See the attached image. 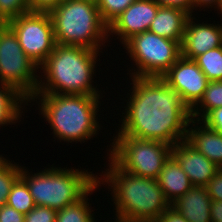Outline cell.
Segmentation results:
<instances>
[{"label":"cell","instance_id":"1","mask_svg":"<svg viewBox=\"0 0 222 222\" xmlns=\"http://www.w3.org/2000/svg\"><path fill=\"white\" fill-rule=\"evenodd\" d=\"M131 79L132 92L118 134L170 146L186 140L192 118L181 96L159 77Z\"/></svg>","mask_w":222,"mask_h":222},{"label":"cell","instance_id":"2","mask_svg":"<svg viewBox=\"0 0 222 222\" xmlns=\"http://www.w3.org/2000/svg\"><path fill=\"white\" fill-rule=\"evenodd\" d=\"M109 168L99 175V185L108 184L115 204L114 222H158L170 206L157 179L136 176L120 169L110 158ZM104 178H102V177Z\"/></svg>","mask_w":222,"mask_h":222},{"label":"cell","instance_id":"3","mask_svg":"<svg viewBox=\"0 0 222 222\" xmlns=\"http://www.w3.org/2000/svg\"><path fill=\"white\" fill-rule=\"evenodd\" d=\"M98 53L97 50L81 46L56 44L39 67L44 77L43 82L39 79L36 94L100 96L101 91L92 84Z\"/></svg>","mask_w":222,"mask_h":222},{"label":"cell","instance_id":"4","mask_svg":"<svg viewBox=\"0 0 222 222\" xmlns=\"http://www.w3.org/2000/svg\"><path fill=\"white\" fill-rule=\"evenodd\" d=\"M100 98L75 94H35L29 103L37 99L41 101L39 111L60 142L84 143L101 129L97 121Z\"/></svg>","mask_w":222,"mask_h":222},{"label":"cell","instance_id":"5","mask_svg":"<svg viewBox=\"0 0 222 222\" xmlns=\"http://www.w3.org/2000/svg\"><path fill=\"white\" fill-rule=\"evenodd\" d=\"M49 14L58 45L99 51L109 39L108 26L93 0H63Z\"/></svg>","mask_w":222,"mask_h":222},{"label":"cell","instance_id":"6","mask_svg":"<svg viewBox=\"0 0 222 222\" xmlns=\"http://www.w3.org/2000/svg\"><path fill=\"white\" fill-rule=\"evenodd\" d=\"M50 168L30 174L21 167L20 177L26 182L37 206L63 209L79 201L97 184V175L87 170Z\"/></svg>","mask_w":222,"mask_h":222},{"label":"cell","instance_id":"7","mask_svg":"<svg viewBox=\"0 0 222 222\" xmlns=\"http://www.w3.org/2000/svg\"><path fill=\"white\" fill-rule=\"evenodd\" d=\"M109 158L123 171L157 179L171 156L172 146L158 140H142L116 134Z\"/></svg>","mask_w":222,"mask_h":222},{"label":"cell","instance_id":"8","mask_svg":"<svg viewBox=\"0 0 222 222\" xmlns=\"http://www.w3.org/2000/svg\"><path fill=\"white\" fill-rule=\"evenodd\" d=\"M123 46L137 68L130 77L160 78L181 57L179 42L150 31L133 35Z\"/></svg>","mask_w":222,"mask_h":222},{"label":"cell","instance_id":"9","mask_svg":"<svg viewBox=\"0 0 222 222\" xmlns=\"http://www.w3.org/2000/svg\"><path fill=\"white\" fill-rule=\"evenodd\" d=\"M39 67L22 50L13 30L0 25V82L12 87L28 102L37 93ZM37 74V75H36Z\"/></svg>","mask_w":222,"mask_h":222},{"label":"cell","instance_id":"10","mask_svg":"<svg viewBox=\"0 0 222 222\" xmlns=\"http://www.w3.org/2000/svg\"><path fill=\"white\" fill-rule=\"evenodd\" d=\"M6 24L15 33L25 54L40 67L56 45L50 14L30 11Z\"/></svg>","mask_w":222,"mask_h":222},{"label":"cell","instance_id":"11","mask_svg":"<svg viewBox=\"0 0 222 222\" xmlns=\"http://www.w3.org/2000/svg\"><path fill=\"white\" fill-rule=\"evenodd\" d=\"M191 110L202 98L209 80L192 59L180 57L161 77Z\"/></svg>","mask_w":222,"mask_h":222},{"label":"cell","instance_id":"12","mask_svg":"<svg viewBox=\"0 0 222 222\" xmlns=\"http://www.w3.org/2000/svg\"><path fill=\"white\" fill-rule=\"evenodd\" d=\"M159 6L154 0L134 1L108 26V37L118 36L123 45L133 35L148 31Z\"/></svg>","mask_w":222,"mask_h":222},{"label":"cell","instance_id":"13","mask_svg":"<svg viewBox=\"0 0 222 222\" xmlns=\"http://www.w3.org/2000/svg\"><path fill=\"white\" fill-rule=\"evenodd\" d=\"M190 15L184 29L181 56L194 60L216 47L222 46V24L196 23Z\"/></svg>","mask_w":222,"mask_h":222},{"label":"cell","instance_id":"14","mask_svg":"<svg viewBox=\"0 0 222 222\" xmlns=\"http://www.w3.org/2000/svg\"><path fill=\"white\" fill-rule=\"evenodd\" d=\"M171 156L182 167L193 186H206L220 169L186 140L172 146Z\"/></svg>","mask_w":222,"mask_h":222},{"label":"cell","instance_id":"15","mask_svg":"<svg viewBox=\"0 0 222 222\" xmlns=\"http://www.w3.org/2000/svg\"><path fill=\"white\" fill-rule=\"evenodd\" d=\"M211 201L205 186H193L170 206L188 222H211Z\"/></svg>","mask_w":222,"mask_h":222},{"label":"cell","instance_id":"16","mask_svg":"<svg viewBox=\"0 0 222 222\" xmlns=\"http://www.w3.org/2000/svg\"><path fill=\"white\" fill-rule=\"evenodd\" d=\"M196 122L201 126H195V124H197ZM190 125L191 128L188 127L186 141L221 169L222 134L209 128L205 123L201 122V120L196 121V119H191Z\"/></svg>","mask_w":222,"mask_h":222},{"label":"cell","instance_id":"17","mask_svg":"<svg viewBox=\"0 0 222 222\" xmlns=\"http://www.w3.org/2000/svg\"><path fill=\"white\" fill-rule=\"evenodd\" d=\"M189 14L179 8L159 6L148 31L182 43Z\"/></svg>","mask_w":222,"mask_h":222},{"label":"cell","instance_id":"18","mask_svg":"<svg viewBox=\"0 0 222 222\" xmlns=\"http://www.w3.org/2000/svg\"><path fill=\"white\" fill-rule=\"evenodd\" d=\"M157 181L170 204L193 187L187 174L172 156L164 163Z\"/></svg>","mask_w":222,"mask_h":222},{"label":"cell","instance_id":"19","mask_svg":"<svg viewBox=\"0 0 222 222\" xmlns=\"http://www.w3.org/2000/svg\"><path fill=\"white\" fill-rule=\"evenodd\" d=\"M25 104L28 105L26 99L12 87L0 82V126L16 124L23 113L21 105Z\"/></svg>","mask_w":222,"mask_h":222},{"label":"cell","instance_id":"20","mask_svg":"<svg viewBox=\"0 0 222 222\" xmlns=\"http://www.w3.org/2000/svg\"><path fill=\"white\" fill-rule=\"evenodd\" d=\"M97 183L83 198L79 201L57 210L56 222H96L94 219V211L89 207L88 196L99 188ZM89 194V195H88ZM93 212V213H92Z\"/></svg>","mask_w":222,"mask_h":222},{"label":"cell","instance_id":"21","mask_svg":"<svg viewBox=\"0 0 222 222\" xmlns=\"http://www.w3.org/2000/svg\"><path fill=\"white\" fill-rule=\"evenodd\" d=\"M222 106V80L209 81L199 102L191 109V118L202 120L211 110ZM203 112V113H202ZM201 117V118H200Z\"/></svg>","mask_w":222,"mask_h":222},{"label":"cell","instance_id":"22","mask_svg":"<svg viewBox=\"0 0 222 222\" xmlns=\"http://www.w3.org/2000/svg\"><path fill=\"white\" fill-rule=\"evenodd\" d=\"M194 61L209 81L222 80V46L208 50Z\"/></svg>","mask_w":222,"mask_h":222},{"label":"cell","instance_id":"23","mask_svg":"<svg viewBox=\"0 0 222 222\" xmlns=\"http://www.w3.org/2000/svg\"><path fill=\"white\" fill-rule=\"evenodd\" d=\"M6 205L26 215L36 205L26 182L19 177L13 184Z\"/></svg>","mask_w":222,"mask_h":222},{"label":"cell","instance_id":"24","mask_svg":"<svg viewBox=\"0 0 222 222\" xmlns=\"http://www.w3.org/2000/svg\"><path fill=\"white\" fill-rule=\"evenodd\" d=\"M18 165L0 155V207L6 204L13 184L21 175V166Z\"/></svg>","mask_w":222,"mask_h":222},{"label":"cell","instance_id":"25","mask_svg":"<svg viewBox=\"0 0 222 222\" xmlns=\"http://www.w3.org/2000/svg\"><path fill=\"white\" fill-rule=\"evenodd\" d=\"M137 0H97L103 22L109 26L129 5Z\"/></svg>","mask_w":222,"mask_h":222},{"label":"cell","instance_id":"26","mask_svg":"<svg viewBox=\"0 0 222 222\" xmlns=\"http://www.w3.org/2000/svg\"><path fill=\"white\" fill-rule=\"evenodd\" d=\"M27 12H30L28 0H0L1 24H6Z\"/></svg>","mask_w":222,"mask_h":222},{"label":"cell","instance_id":"27","mask_svg":"<svg viewBox=\"0 0 222 222\" xmlns=\"http://www.w3.org/2000/svg\"><path fill=\"white\" fill-rule=\"evenodd\" d=\"M57 210L44 206H35L25 215L24 222H56Z\"/></svg>","mask_w":222,"mask_h":222},{"label":"cell","instance_id":"28","mask_svg":"<svg viewBox=\"0 0 222 222\" xmlns=\"http://www.w3.org/2000/svg\"><path fill=\"white\" fill-rule=\"evenodd\" d=\"M205 187L212 201H222V168L215 173Z\"/></svg>","mask_w":222,"mask_h":222},{"label":"cell","instance_id":"29","mask_svg":"<svg viewBox=\"0 0 222 222\" xmlns=\"http://www.w3.org/2000/svg\"><path fill=\"white\" fill-rule=\"evenodd\" d=\"M201 121L209 128L222 134V106L211 110Z\"/></svg>","mask_w":222,"mask_h":222},{"label":"cell","instance_id":"30","mask_svg":"<svg viewBox=\"0 0 222 222\" xmlns=\"http://www.w3.org/2000/svg\"><path fill=\"white\" fill-rule=\"evenodd\" d=\"M63 0H28L31 12L49 13L56 8Z\"/></svg>","mask_w":222,"mask_h":222},{"label":"cell","instance_id":"31","mask_svg":"<svg viewBox=\"0 0 222 222\" xmlns=\"http://www.w3.org/2000/svg\"><path fill=\"white\" fill-rule=\"evenodd\" d=\"M24 220L25 215L16 209L6 204L0 207V222H24Z\"/></svg>","mask_w":222,"mask_h":222},{"label":"cell","instance_id":"32","mask_svg":"<svg viewBox=\"0 0 222 222\" xmlns=\"http://www.w3.org/2000/svg\"><path fill=\"white\" fill-rule=\"evenodd\" d=\"M160 6L174 7L186 11L189 15H193L192 0H154Z\"/></svg>","mask_w":222,"mask_h":222},{"label":"cell","instance_id":"33","mask_svg":"<svg viewBox=\"0 0 222 222\" xmlns=\"http://www.w3.org/2000/svg\"><path fill=\"white\" fill-rule=\"evenodd\" d=\"M158 222H188L180 213L169 206L159 218Z\"/></svg>","mask_w":222,"mask_h":222},{"label":"cell","instance_id":"34","mask_svg":"<svg viewBox=\"0 0 222 222\" xmlns=\"http://www.w3.org/2000/svg\"><path fill=\"white\" fill-rule=\"evenodd\" d=\"M211 222H222V201H211Z\"/></svg>","mask_w":222,"mask_h":222},{"label":"cell","instance_id":"35","mask_svg":"<svg viewBox=\"0 0 222 222\" xmlns=\"http://www.w3.org/2000/svg\"><path fill=\"white\" fill-rule=\"evenodd\" d=\"M192 3H193V10L195 8V10L197 9V7L202 8H209V7H213L217 9V11L219 10L220 11V4H221V0H192ZM216 5V6H215Z\"/></svg>","mask_w":222,"mask_h":222},{"label":"cell","instance_id":"36","mask_svg":"<svg viewBox=\"0 0 222 222\" xmlns=\"http://www.w3.org/2000/svg\"><path fill=\"white\" fill-rule=\"evenodd\" d=\"M220 14H222V0H221V4H220Z\"/></svg>","mask_w":222,"mask_h":222}]
</instances>
